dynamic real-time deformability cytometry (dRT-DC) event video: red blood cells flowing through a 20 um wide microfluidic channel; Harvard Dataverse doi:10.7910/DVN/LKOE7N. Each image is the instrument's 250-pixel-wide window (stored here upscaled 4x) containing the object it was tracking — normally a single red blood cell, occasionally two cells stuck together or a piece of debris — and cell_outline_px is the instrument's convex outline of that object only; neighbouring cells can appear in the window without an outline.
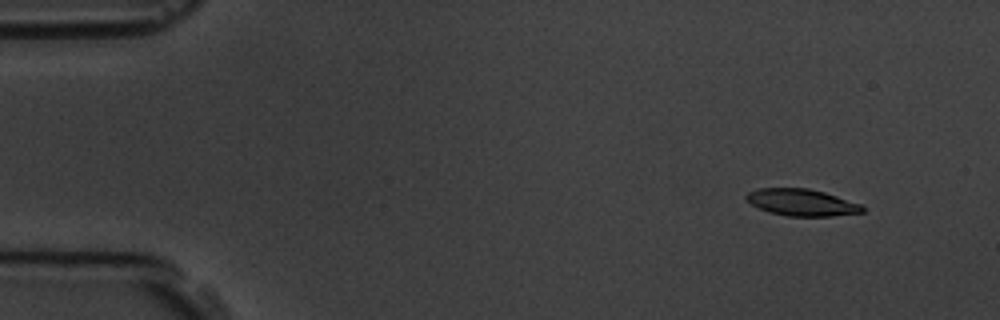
{"species": "common noctule bat (a hibernating species)", "species_latin": "Nyctalus noctula", "temperature_condition": "room temperature", "stored_images_in_passage": 9, "camera_frame_rate_fps": 3000, "um_per_image_px": 0.085, "animal": {"sex": "male", "body_mass_g": 19.5, "forearm_length_mm": 54.6}, "frame": {"image": 1, "passage_image": 2, "time_ms": 1.333, "image_size_px": [1000, 320], "cell_outline_px": [[864, 212], [832, 216], [788, 216], [768, 212], [752, 204], [744, 196], [748, 192], [760, 188], [808, 188], [824, 192], [860, 204], [864, 208]], "centroid_in_image_um": [68.14, 17.21], "position_along_channel_um": 16.9, "area_um2": 17.98}}
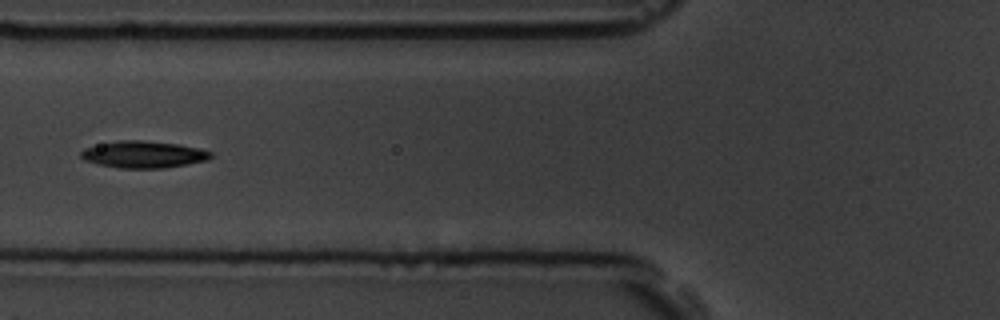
{"frame": {"image": 2, "passage_image": 6, "time_ms": 6.667, "image_size_px": [1000, 320], "cell_outline_px": [[212, 156], [208, 160], [188, 164], [164, 168], [120, 168], [96, 164], [84, 160], [80, 156], [80, 152], [84, 148], [100, 144], [120, 140], [140, 140], [180, 144], [200, 148], [212, 152]], "centroid_in_image_um": [12.21, 13.13], "position_along_channel_um": 113.6, "area_um2": 20.46}}
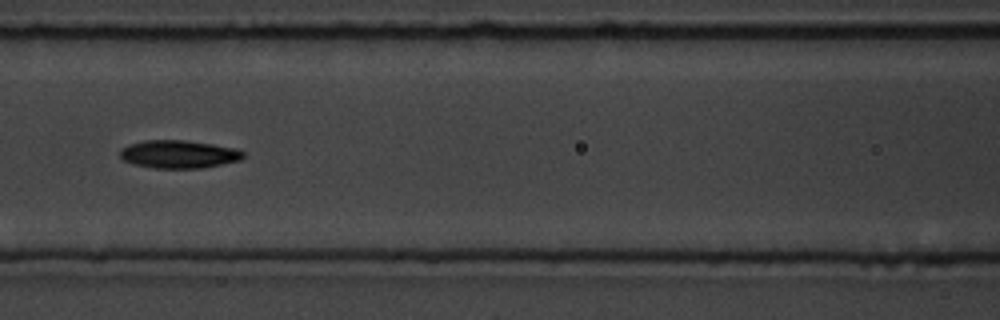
{"frame": {"image": 3, "passage_image": 7, "time_ms": 7.667, "image_size_px": [1000, 320], "cell_outline_px": [[244, 156], [240, 160], [200, 168], [152, 168], [132, 164], [124, 160], [120, 156], [120, 148], [128, 144], [144, 140], [184, 140], [212, 144], [236, 148], [244, 152]], "centroid_in_image_um": [15.15, 13.1], "position_along_channel_um": 151.5, "area_um2": 20.11}}